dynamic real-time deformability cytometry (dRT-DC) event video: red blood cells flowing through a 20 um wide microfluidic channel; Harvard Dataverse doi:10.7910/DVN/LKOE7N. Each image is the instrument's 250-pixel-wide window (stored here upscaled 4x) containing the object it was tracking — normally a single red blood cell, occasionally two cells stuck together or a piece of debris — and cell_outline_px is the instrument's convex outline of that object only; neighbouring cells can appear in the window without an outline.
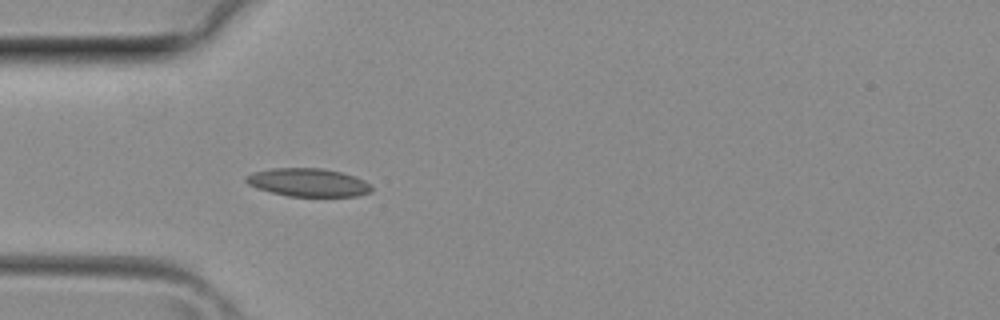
{"species": "common noctule bat (a hibernating species)", "species_latin": "Nyctalus noctula", "temperature_condition": "room temperature", "stored_images_in_passage": 29, "camera_frame_rate_fps": 3000, "um_per_image_px": 0.085, "animal": {"sex": "female", "body_mass_g": 29.2, "forearm_length_mm": 56.3}, "frame": {"image": 1, "passage_image": 5, "time_ms": 1.333, "image_size_px": [1000, 320], "cell_outline_px": [[368, 188], [364, 192], [344, 196], [296, 196], [276, 192], [264, 188], [248, 180], [268, 172], [292, 168], [332, 172], [348, 176], [356, 180]], "centroid_in_image_um": [26.27, 15.56], "position_along_channel_um": 58.7, "area_um2": 16.88}}
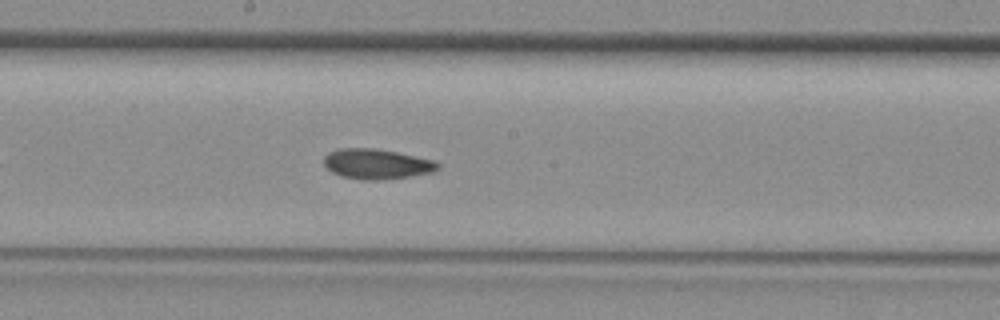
{"frame": {"image": 2, "passage_image": 14, "time_ms": 4.333, "image_size_px": [1000, 320], "cell_outline_px": [[436, 164], [432, 168], [416, 172], [396, 176], [356, 176], [340, 172], [332, 168], [328, 164], [328, 156], [336, 152], [388, 152], [424, 160]], "centroid_in_image_um": [32.0, 13.93], "position_along_channel_um": 216.2, "area_um2": 14.57}}
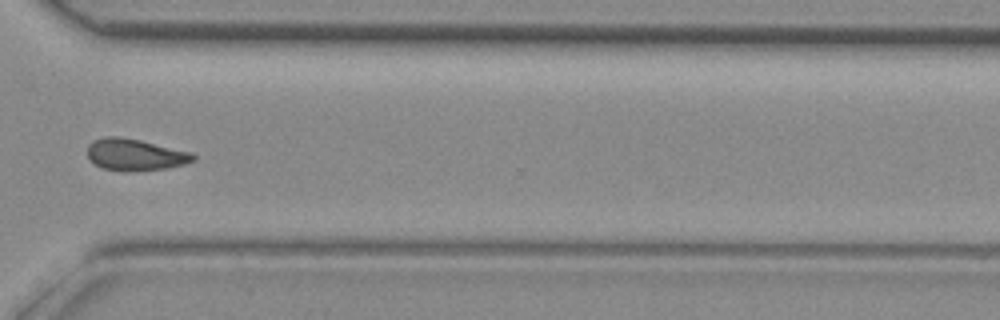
{"frame": {"image": 3, "passage_image": 22, "time_ms": 7.0, "image_size_px": [1000, 320], "cell_outline_px": [[192, 156], [188, 160], [176, 164], [156, 168], [108, 168], [96, 164], [88, 156], [88, 148], [92, 144], [100, 140], [136, 140], [180, 152]], "centroid_in_image_um": [11.33, 13.16], "position_along_channel_um": 359.3, "area_um2": 15.9}}